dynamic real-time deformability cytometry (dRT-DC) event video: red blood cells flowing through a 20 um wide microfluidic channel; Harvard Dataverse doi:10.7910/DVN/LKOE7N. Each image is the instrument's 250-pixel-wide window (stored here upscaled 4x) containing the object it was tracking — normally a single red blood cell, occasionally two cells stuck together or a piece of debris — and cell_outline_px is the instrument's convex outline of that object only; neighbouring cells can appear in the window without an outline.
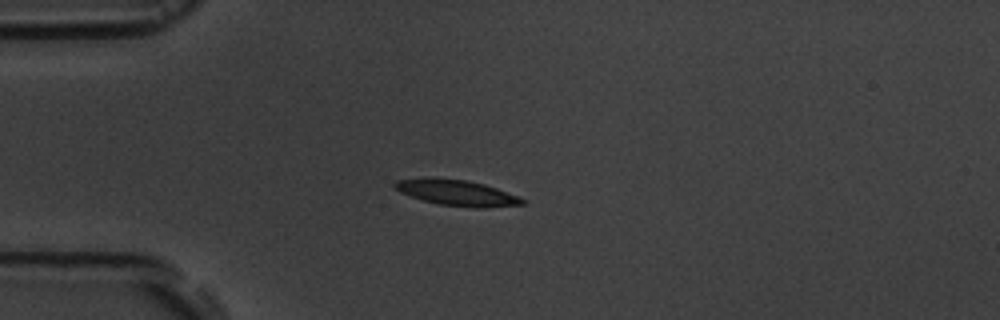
{"species": "common noctule bat (a hibernating species)", "species_latin": "Nyctalus noctula", "temperature_condition": "room temperature", "stored_images_in_passage": 14, "camera_frame_rate_fps": 3000, "um_per_image_px": 0.085, "animal": {"sex": "male", "body_mass_g": 19.5, "forearm_length_mm": 54.6}, "frame": {"image": 1, "passage_image": 3, "time_ms": 2.333, "image_size_px": [1000, 320], "cell_outline_px": [[524, 204], [484, 208], [476, 208], [436, 204], [400, 192], [392, 184], [396, 180], [464, 180], [484, 184], [496, 188], [516, 196], [524, 200]], "centroid_in_image_um": [38.89, 16.43], "position_along_channel_um": 46.1, "area_um2": 18.15}}
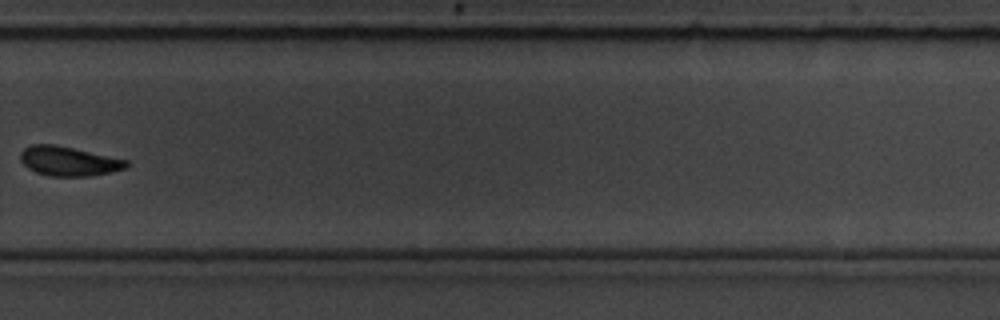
{"frame": {"image": 2, "passage_image": 10, "time_ms": 10.333, "image_size_px": [1000, 320], "cell_outline_px": [[128, 164], [124, 168], [112, 172], [92, 176], [48, 176], [36, 172], [28, 168], [20, 160], [20, 152], [24, 148], [32, 144], [56, 144], [128, 160]], "centroid_in_image_um": [5.81, 13.7], "position_along_channel_um": 324.0, "area_um2": 18.21}}
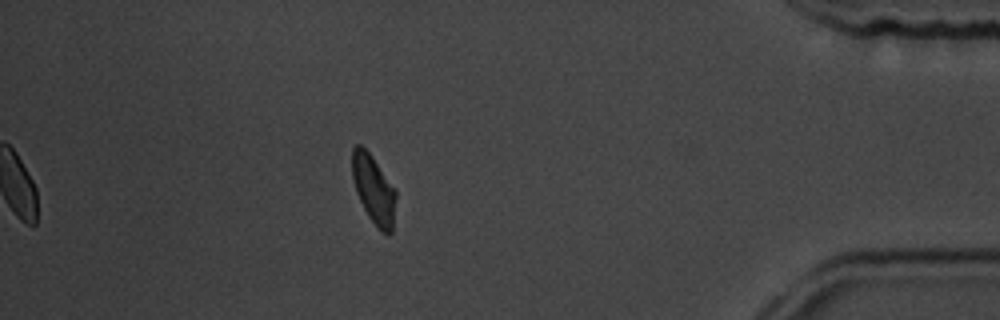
{"frame": {"image": 3, "passage_image": 13, "time_ms": 13.667, "image_size_px": [1000, 320], "cell_outline_px": [[396, 196], [392, 232], [388, 236], [380, 232], [368, 216], [356, 192], [352, 176], [352, 148], [356, 144], [360, 144], [372, 156], [396, 188]], "centroid_in_image_um": [31.77, 16.11], "position_along_channel_um": 403.4, "area_um2": 17.69}, "authors_computed_cell_mechanics": {"area_um2": 18.4382, "velocity_mm_per_s": 3.7089, "shape_relaxation_time_tau1_ms": 3.7974, "shape_relaxation_time_tau2_ms": null, "deformation_change_tau1": 0.1265, "deformation_change_tau2": null}}